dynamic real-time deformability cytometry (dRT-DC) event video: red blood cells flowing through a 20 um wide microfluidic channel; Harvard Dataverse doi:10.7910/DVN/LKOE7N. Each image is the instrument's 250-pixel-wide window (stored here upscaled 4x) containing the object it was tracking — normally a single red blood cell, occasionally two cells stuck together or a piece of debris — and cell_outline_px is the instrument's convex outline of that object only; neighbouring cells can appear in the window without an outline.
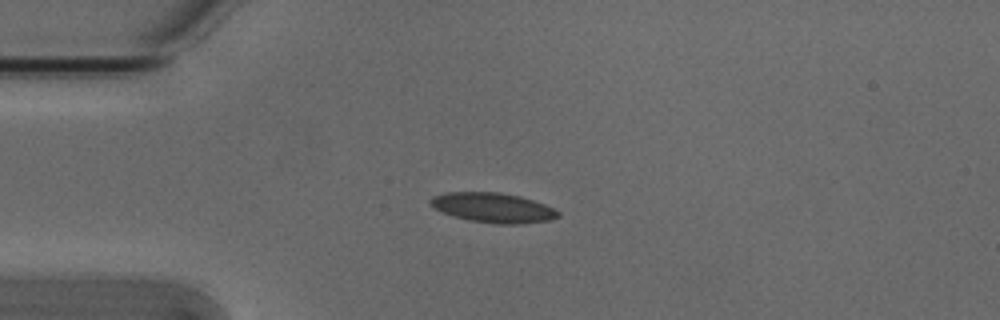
{"species": "Egyptian fruit bat (a non-hibernating species)", "species_latin": "Rousettus aegyptiacus", "temperature_condition": "cold", "stored_images_in_passage": 6, "camera_frame_rate_fps": 3000, "um_per_image_px": 0.085, "animal": {"sex": "male"}, "frame": {"image": 1, "passage_image": 1, "time_ms": 0.0, "image_size_px": [1000, 320], "cell_outline_px": [[560, 216], [552, 220], [520, 224], [496, 224], [468, 220], [452, 216], [436, 208], [428, 200], [432, 196], [444, 192], [500, 192], [520, 196], [544, 204], [560, 212]], "centroid_in_image_um": [41.92, 17.65], "position_along_channel_um": 43.1, "area_um2": 22.2}}
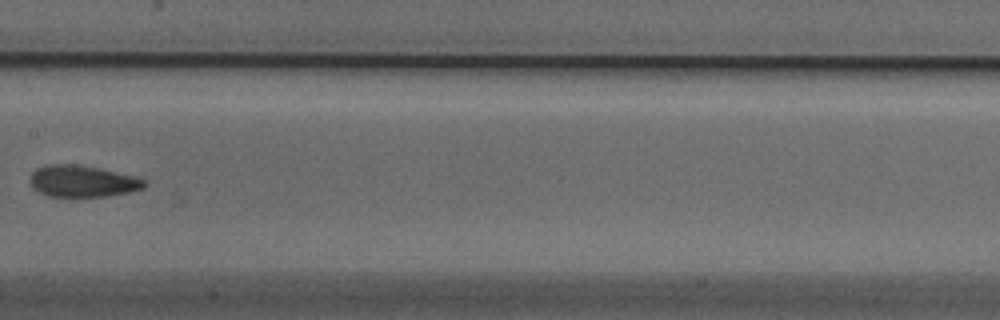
{"frame": {"image": 2, "passage_image": 5, "time_ms": 1.333, "image_size_px": [1000, 320], "cell_outline_px": [[148, 184], [144, 188], [128, 192], [108, 196], [48, 196], [40, 192], [32, 184], [32, 172], [36, 168], [48, 164], [76, 164], [100, 168], [132, 176], [144, 180]], "centroid_in_image_um": [7.03, 15.39], "position_along_channel_um": 200.4, "area_um2": 20.69}}
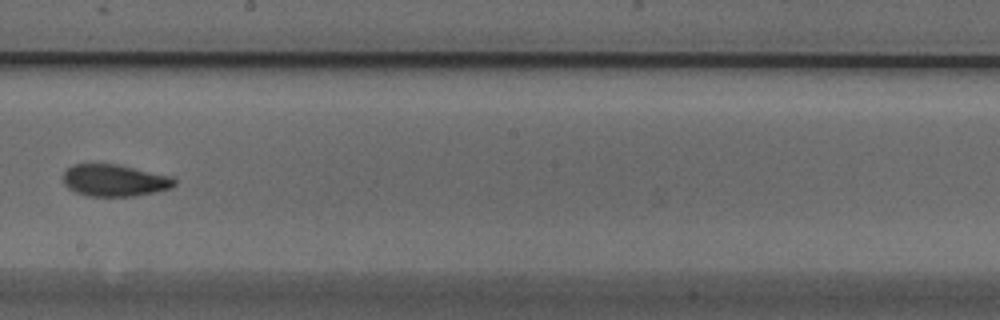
{"frame": {"image": 3, "passage_image": 6, "time_ms": 1.667, "image_size_px": [1000, 320], "cell_outline_px": [[176, 184], [172, 188], [156, 192], [136, 196], [88, 196], [76, 192], [68, 188], [64, 184], [64, 172], [72, 164], [116, 164], [172, 176], [176, 180]], "centroid_in_image_um": [9.76, 15.34], "position_along_channel_um": 238.4, "area_um2": 20.75}}